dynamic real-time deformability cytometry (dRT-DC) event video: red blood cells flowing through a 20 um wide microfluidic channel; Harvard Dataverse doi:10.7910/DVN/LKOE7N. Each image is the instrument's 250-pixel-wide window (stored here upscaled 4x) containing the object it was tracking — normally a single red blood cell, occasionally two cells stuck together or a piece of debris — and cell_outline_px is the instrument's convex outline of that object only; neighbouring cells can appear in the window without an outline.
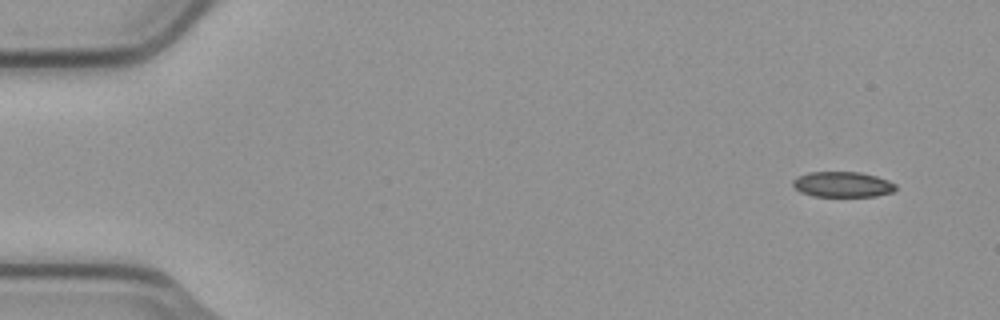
{"species": "common noctule bat (a hibernating species)", "species_latin": "Nyctalus noctula", "temperature_condition": "cold", "stored_images_in_passage": 7, "camera_frame_rate_fps": 3000, "um_per_image_px": 0.085, "animal": {"sex": "male", "body_mass_g": 23.1, "forearm_length_mm": 52.7}, "frame": {"image": 1, "passage_image": 1, "time_ms": 0.0, "image_size_px": [1000, 320], "cell_outline_px": [[896, 188], [892, 192], [876, 196], [812, 196], [800, 192], [792, 184], [792, 180], [796, 176], [808, 172], [860, 172], [876, 176], [888, 180], [896, 184]], "centroid_in_image_um": [71.59, 15.67], "position_along_channel_um": 13.4, "area_um2": 15.32}}
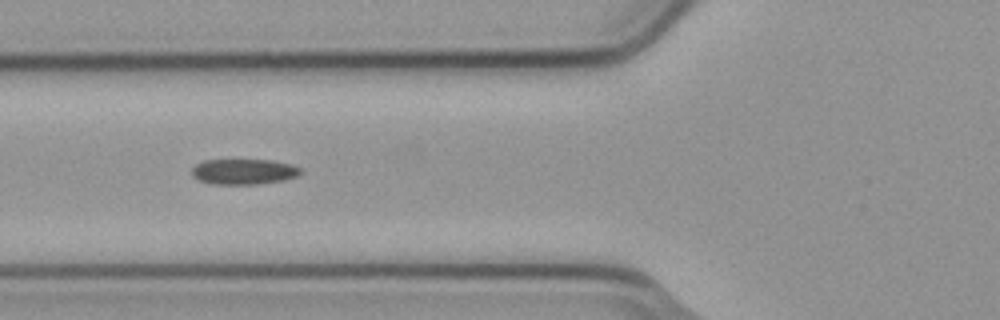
{"frame": {"image": 2, "passage_image": 5, "time_ms": 1.333, "image_size_px": [1000, 320], "cell_outline_px": [[300, 172], [296, 176], [284, 180], [256, 184], [212, 184], [200, 180], [192, 176], [192, 168], [196, 164], [204, 160], [272, 160], [292, 164], [300, 168]], "centroid_in_image_um": [20.7, 14.58], "position_along_channel_um": 105.1, "area_um2": 16.07}}
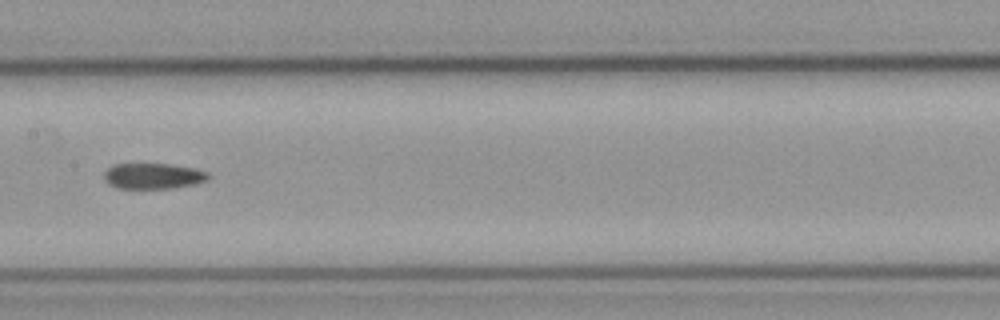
{"frame": {"image": 3, "passage_image": 7, "time_ms": 2.0, "image_size_px": [1000, 320], "cell_outline_px": [[208, 180], [196, 184], [172, 188], [116, 188], [108, 184], [104, 180], [104, 172], [112, 164], [168, 164], [192, 168], [208, 172]], "centroid_in_image_um": [12.98, 14.97], "position_along_channel_um": 194.4, "area_um2": 15.61}}